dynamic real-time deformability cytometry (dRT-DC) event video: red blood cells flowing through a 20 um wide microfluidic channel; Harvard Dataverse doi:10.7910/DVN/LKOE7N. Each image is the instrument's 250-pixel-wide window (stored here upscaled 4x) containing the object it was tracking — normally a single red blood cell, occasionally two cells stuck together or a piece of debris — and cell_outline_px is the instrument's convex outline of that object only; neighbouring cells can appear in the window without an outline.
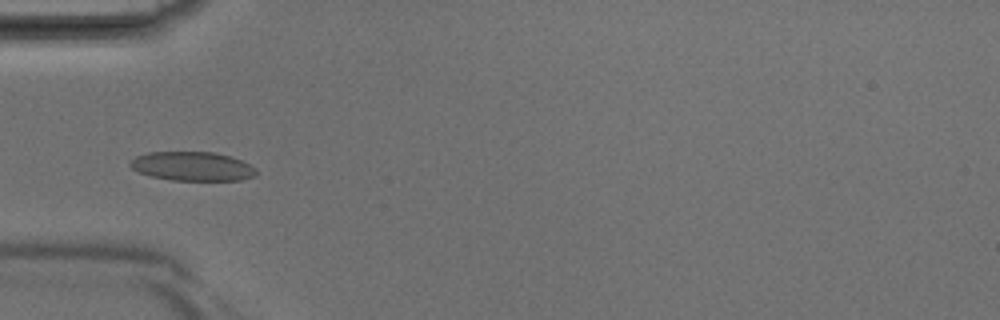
{"species": "Egyptian fruit bat (a non-hibernating species)", "species_latin": "Rousettus aegyptiacus", "temperature_condition": "room temperature", "stored_images_in_passage": 41, "camera_frame_rate_fps": 3000, "um_per_image_px": 0.085, "animal": {"sex": "male"}, "frame": {"image": 1, "passage_image": 13, "time_ms": 4.0, "image_size_px": [1000, 320], "cell_outline_px": [[256, 176], [240, 180], [172, 180], [152, 176], [140, 172], [132, 168], [128, 164], [136, 156], [148, 152], [212, 152], [228, 156], [240, 160], [256, 168]], "centroid_in_image_um": [16.35, 14.13], "position_along_channel_um": 68.7, "area_um2": 21.1}}
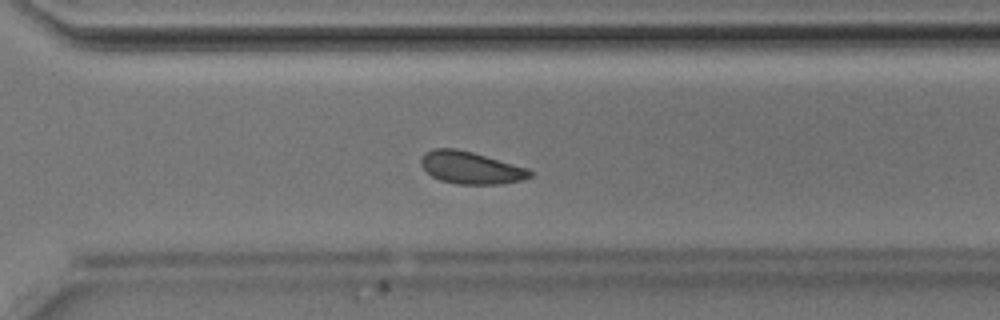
{"frame": {"image": 2, "passage_image": 29, "time_ms": 9.333, "image_size_px": [1000, 320], "cell_outline_px": [[532, 176], [524, 180], [500, 184], [456, 184], [440, 180], [432, 176], [420, 164], [420, 160], [424, 152], [432, 148], [456, 148], [472, 152], [528, 168], [532, 172]], "centroid_in_image_um": [40.01, 14.25], "position_along_channel_um": 330.6, "area_um2": 20.58}}
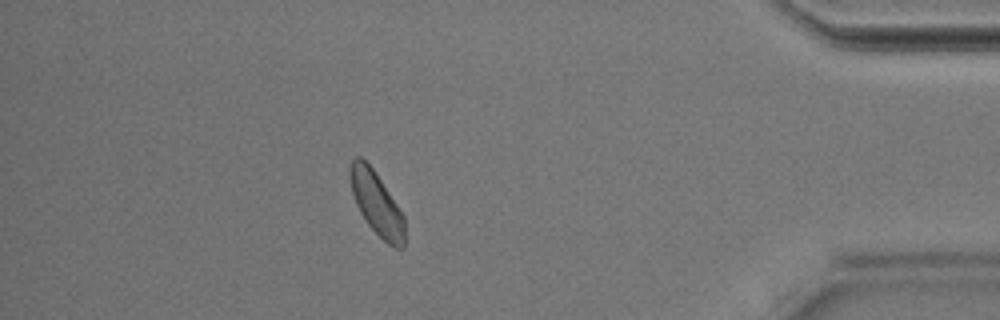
{"frame": {"image": 3, "passage_image": 36, "time_ms": 11.667, "image_size_px": [1000, 320], "cell_outline_px": [[404, 248], [396, 248], [388, 244], [368, 224], [360, 212], [356, 204], [352, 192], [348, 172], [352, 160], [356, 156], [360, 156], [372, 168], [404, 216]], "centroid_in_image_um": [31.99, 17.29], "position_along_channel_um": 403.2, "area_um2": 19.65}}